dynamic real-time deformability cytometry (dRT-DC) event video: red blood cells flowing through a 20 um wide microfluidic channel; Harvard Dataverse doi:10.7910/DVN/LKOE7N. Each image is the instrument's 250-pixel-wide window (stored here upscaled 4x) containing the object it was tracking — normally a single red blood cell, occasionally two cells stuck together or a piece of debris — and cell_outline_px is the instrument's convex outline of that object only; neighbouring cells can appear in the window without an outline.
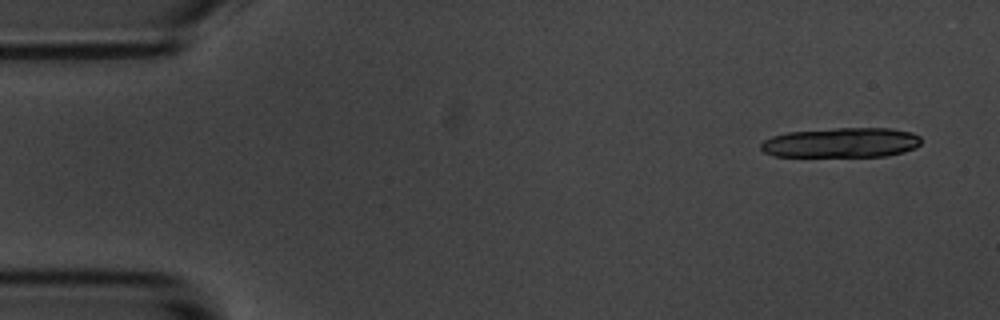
{"species": "common noctule bat (a hibernating species)", "species_latin": "Nyctalus noctula", "temperature_condition": "room temperature", "stored_images_in_passage": 4, "camera_frame_rate_fps": 3000, "um_per_image_px": 0.085, "animal": {"sex": "male", "body_mass_g": 20.1, "forearm_length_mm": 53.5}, "frame": {"image": 1, "passage_image": 1, "time_ms": 0.0, "image_size_px": [1000, 320], "cell_outline_px": [[920, 144], [916, 148], [904, 152], [888, 156], [776, 156], [764, 152], [760, 148], [760, 144], [764, 140], [772, 136], [788, 132], [836, 128], [892, 128], [912, 132], [920, 136]], "centroid_in_image_um": [71.55, 12.12], "position_along_channel_um": 13.5, "area_um2": 27.98}}